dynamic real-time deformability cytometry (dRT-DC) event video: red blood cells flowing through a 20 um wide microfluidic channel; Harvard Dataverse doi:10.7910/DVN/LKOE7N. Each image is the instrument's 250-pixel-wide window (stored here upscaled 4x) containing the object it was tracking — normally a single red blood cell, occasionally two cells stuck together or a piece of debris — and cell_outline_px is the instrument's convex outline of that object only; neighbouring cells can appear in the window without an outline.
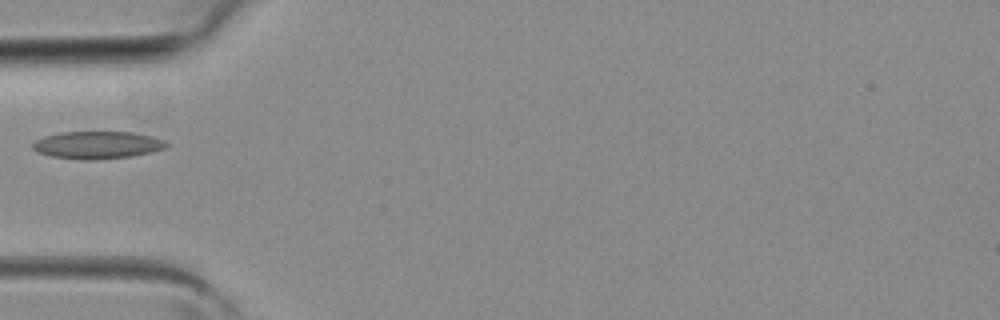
{"species": "common noctule bat (a hibernating species)", "species_latin": "Nyctalus noctula", "temperature_condition": "room temperature", "stored_images_in_passage": 1, "camera_frame_rate_fps": 3000, "um_per_image_px": 0.085, "animal": {"sex": "female", "body_mass_g": 19.3, "forearm_length_mm": 54.1}, "frame": {"image": 1, "passage_image": 1, "time_ms": 0.0, "image_size_px": [1000, 320], "cell_outline_px": [[168, 144], [164, 148], [152, 152], [132, 156], [92, 160], [80, 160], [52, 156], [36, 152], [32, 148], [32, 144], [36, 140], [44, 136], [60, 132], [132, 132], [152, 136], [164, 140]], "centroid_in_image_um": [8.25, 12.33], "position_along_channel_um": 76.7, "area_um2": 21.44}}